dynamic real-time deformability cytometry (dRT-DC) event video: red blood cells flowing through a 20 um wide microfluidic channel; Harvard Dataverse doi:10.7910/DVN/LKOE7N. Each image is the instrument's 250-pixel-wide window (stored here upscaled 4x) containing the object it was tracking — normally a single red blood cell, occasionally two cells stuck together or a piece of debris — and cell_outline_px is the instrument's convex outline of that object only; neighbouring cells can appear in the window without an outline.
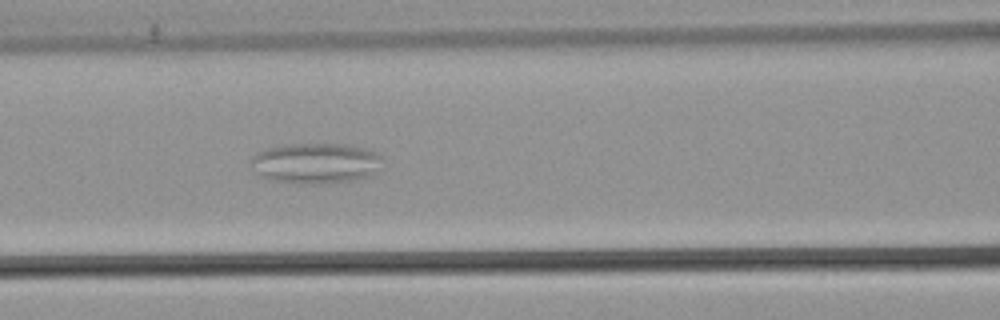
{"species": "common noctule bat (a hibernating species)", "species_latin": "Nyctalus noctula", "temperature_condition": "warm", "stored_images_in_passage": 45, "camera_frame_rate_fps": 3000, "um_per_image_px": 0.085, "animal": {"sex": "male", "body_mass_g": 21.5, "forearm_length_mm": 52.0}, "frame": {"image": 1, "passage_image": 20, "time_ms": 6.333, "image_size_px": [1000, 320], "cell_outline_px": [[380, 156], [372, 172], [368, 176], [352, 180], [320, 184], [304, 184], [276, 180], [260, 176], [252, 160], [252, 156], [256, 152], [268, 148], [284, 144], [348, 144], [364, 148], [376, 152]], "centroid_in_image_um": [26.79, 13.85], "position_along_channel_um": 139.8, "area_um2": 30.29}}
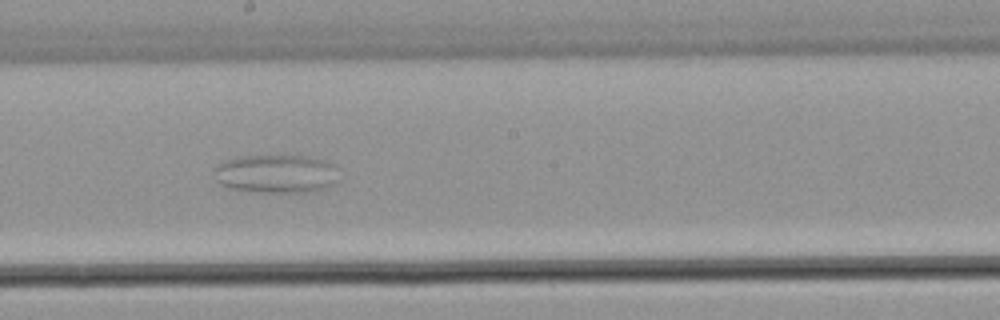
{"frame": {"image": 2, "passage_image": 27, "time_ms": 8.667, "image_size_px": [1000, 320], "cell_outline_px": [[336, 180], [332, 184], [324, 188], [308, 192], [260, 192], [228, 188], [220, 184], [216, 180], [216, 164], [224, 160], [236, 156], [308, 156], [332, 164]], "centroid_in_image_um": [23.38, 14.77], "position_along_channel_um": 224.8, "area_um2": 27.57}}